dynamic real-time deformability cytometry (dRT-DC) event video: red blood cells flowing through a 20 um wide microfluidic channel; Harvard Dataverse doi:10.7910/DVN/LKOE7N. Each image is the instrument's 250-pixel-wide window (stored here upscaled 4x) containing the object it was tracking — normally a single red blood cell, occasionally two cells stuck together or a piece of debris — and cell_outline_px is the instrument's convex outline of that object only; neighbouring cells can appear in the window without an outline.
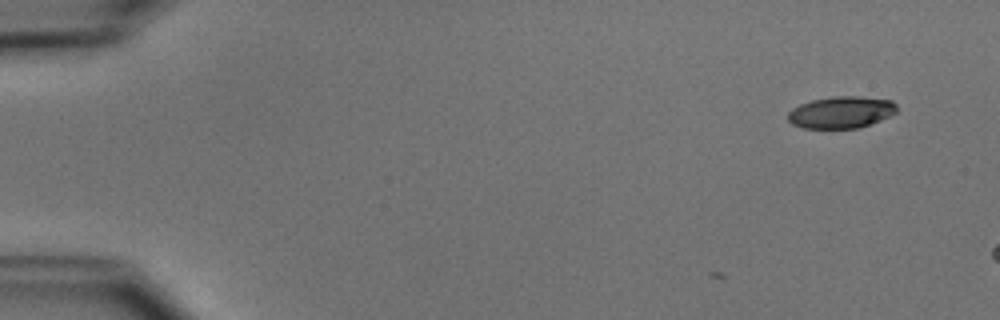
{"species": "common noctule bat (a hibernating species)", "species_latin": "Nyctalus noctula", "temperature_condition": "cold", "stored_images_in_passage": 2, "camera_frame_rate_fps": 3000, "um_per_image_px": 0.085, "animal": {"sex": "male", "body_mass_g": 15.6}, "frame": {"image": 1, "passage_image": 2, "time_ms": 0.333, "image_size_px": [1000, 320], "cell_outline_px": [[896, 112], [880, 120], [856, 128], [804, 128], [792, 124], [788, 120], [788, 112], [792, 108], [800, 104], [812, 100], [832, 96], [860, 96], [892, 100], [896, 104]], "centroid_in_image_um": [71.48, 9.53], "position_along_channel_um": 13.5, "area_um2": 20.11}}